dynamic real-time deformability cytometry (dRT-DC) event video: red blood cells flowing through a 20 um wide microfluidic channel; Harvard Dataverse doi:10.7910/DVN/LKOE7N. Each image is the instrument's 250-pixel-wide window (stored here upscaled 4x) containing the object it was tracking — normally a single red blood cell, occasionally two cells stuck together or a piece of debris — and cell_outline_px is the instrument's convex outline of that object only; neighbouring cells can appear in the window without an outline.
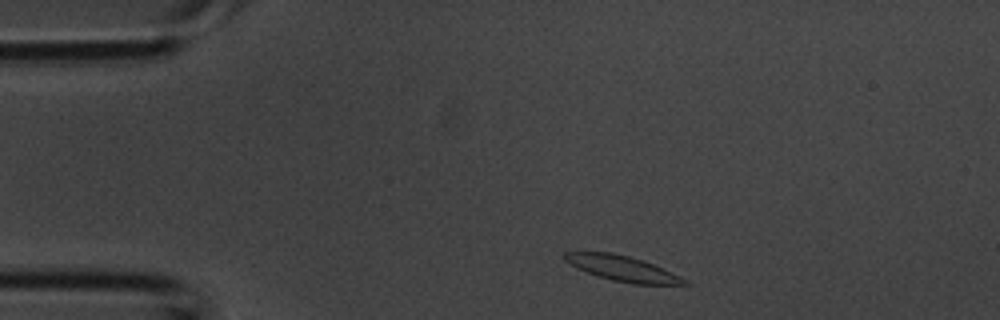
{"species": "common noctule bat (a hibernating species)", "species_latin": "Nyctalus noctula", "temperature_condition": "room temperature", "stored_images_in_passage": 2, "camera_frame_rate_fps": 3000, "um_per_image_px": 0.085, "animal": {"sex": "male", "body_mass_g": 20.1, "forearm_length_mm": 53.5}, "frame": {"image": 1, "passage_image": 1, "time_ms": 0.0, "image_size_px": [1000, 320], "cell_outline_px": [[688, 284], [632, 284], [612, 280], [596, 276], [576, 268], [564, 260], [564, 252], [612, 252], [628, 256], [664, 268], [684, 280]], "centroid_in_image_um": [52.81, 22.81], "position_along_channel_um": 32.2, "area_um2": 17.34}}